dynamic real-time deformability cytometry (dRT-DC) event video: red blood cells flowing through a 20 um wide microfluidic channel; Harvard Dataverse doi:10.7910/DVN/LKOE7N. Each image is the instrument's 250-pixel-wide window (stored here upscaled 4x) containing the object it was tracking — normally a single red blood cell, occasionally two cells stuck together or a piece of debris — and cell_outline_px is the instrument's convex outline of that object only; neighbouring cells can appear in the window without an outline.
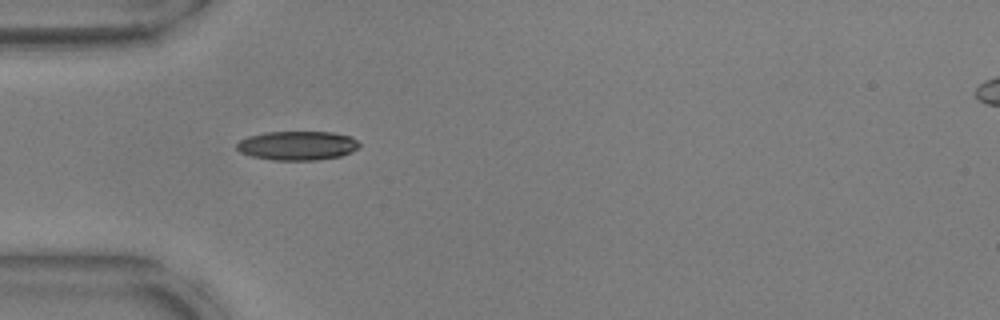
{"species": "common noctule bat (a hibernating species)", "species_latin": "Nyctalus noctula", "temperature_condition": "warm", "stored_images_in_passage": 38, "camera_frame_rate_fps": 3000, "um_per_image_px": 0.085, "animal": {"sex": "male", "body_mass_g": 17.9, "forearm_length_mm": 54.2}, "frame": {"image": 1, "passage_image": 1, "time_ms": 0.0, "image_size_px": [1000, 320], "cell_outline_px": [[360, 144], [352, 152], [340, 156], [316, 160], [272, 160], [252, 156], [240, 152], [236, 148], [236, 144], [240, 140], [248, 136], [264, 132], [332, 132], [352, 136]], "centroid_in_image_um": [25.27, 12.37], "position_along_channel_um": 59.7, "area_um2": 20.81}}
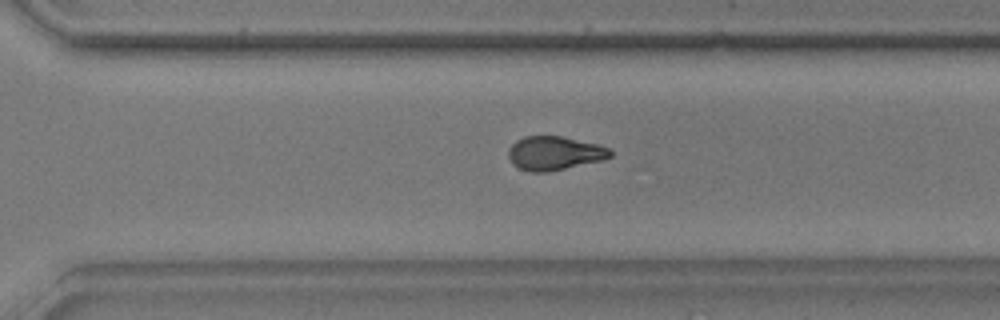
{"frame": {"image": 2, "passage_image": 22, "time_ms": 7.0, "image_size_px": [1000, 320], "cell_outline_px": [[612, 156], [604, 160], [548, 172], [532, 172], [520, 168], [512, 164], [508, 156], [508, 148], [516, 140], [524, 136], [560, 136], [596, 144], [608, 148], [612, 152]], "centroid_in_image_um": [47.11, 13.03], "position_along_channel_um": 323.5, "area_um2": 20.06}}
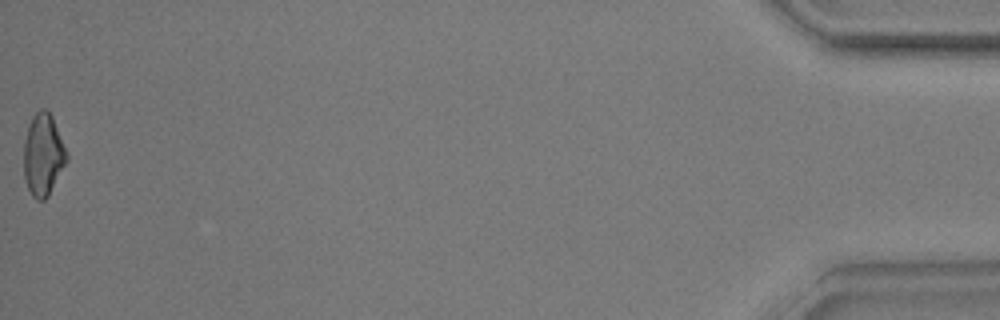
{"frame": {"image": 3, "passage_image": 38, "time_ms": 12.333, "image_size_px": [1000, 320], "cell_outline_px": [[68, 160], [48, 196], [44, 200], [36, 200], [32, 196], [24, 180], [24, 140], [32, 116], [40, 108], [44, 108], [52, 116], [68, 152]], "centroid_in_image_um": [3.67, 13.16], "position_along_channel_um": 431.5, "area_um2": 20.63}, "authors_computed_cell_mechanics": {"area_um2": 20.4612, "velocity_mm_per_s": 3.8119, "shape_relaxation_time_tau1_ms": 4.6057, "shape_relaxation_time_tau2_ms": 2.1375, "deformation_change_tau1": 0.1553, "deformation_change_tau2": 0.0735}}